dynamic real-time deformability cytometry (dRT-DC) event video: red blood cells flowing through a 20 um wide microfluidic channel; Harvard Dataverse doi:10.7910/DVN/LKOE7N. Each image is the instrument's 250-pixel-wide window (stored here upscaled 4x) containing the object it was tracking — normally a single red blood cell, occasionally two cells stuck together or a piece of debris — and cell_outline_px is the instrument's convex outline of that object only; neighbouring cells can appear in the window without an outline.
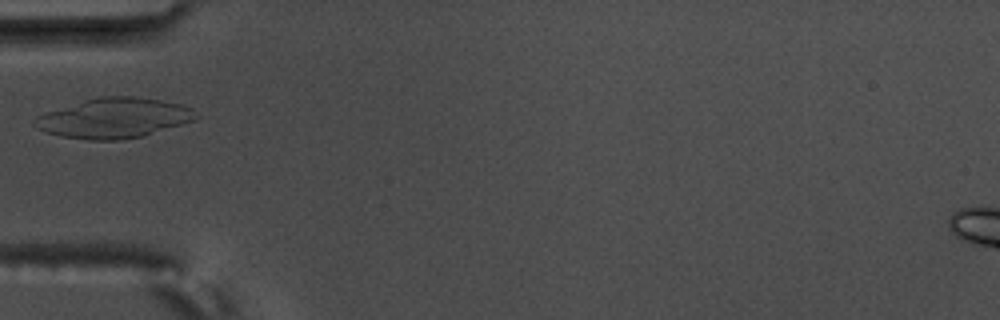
{"species": "common noctule bat (a hibernating species)", "species_latin": "Nyctalus noctula", "temperature_condition": "warm", "stored_images_in_passage": 1, "camera_frame_rate_fps": 3000, "um_per_image_px": 0.085, "animal": {"sex": "male", "body_mass_g": 17.5, "forearm_length_mm": 52.3}, "frame": {"image": 1, "passage_image": 1, "time_ms": 0.0, "image_size_px": [1000, 320], "cell_outline_px": [[200, 116], [192, 120], [144, 136], [120, 140], [88, 140], [60, 136], [36, 128], [32, 124], [32, 120], [36, 116], [84, 100], [100, 96], [132, 96], [160, 100], [180, 104], [192, 108]], "centroid_in_image_um": [9.67, 10.04], "position_along_channel_um": 75.3, "area_um2": 37.34}}